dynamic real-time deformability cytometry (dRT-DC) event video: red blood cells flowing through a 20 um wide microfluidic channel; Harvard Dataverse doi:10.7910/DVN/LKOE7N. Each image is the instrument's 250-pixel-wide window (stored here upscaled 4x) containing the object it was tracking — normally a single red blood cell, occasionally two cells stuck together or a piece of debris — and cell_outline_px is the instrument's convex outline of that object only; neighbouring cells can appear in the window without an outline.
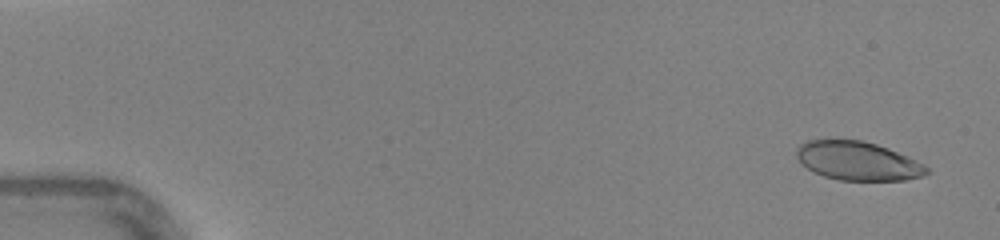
{"species": "human", "species_latin": "Homo sapiens", "temperature_condition": "warm", "stored_images_in_passage": 47, "camera_frame_rate_fps": 3000, "um_per_image_px": 0.085, "donor": {"sex": "female"}, "frame": {"image": 1, "passage_image": 3, "time_ms": 0.667, "image_size_px": [1000, 240], "cell_outline_px": [[932, 172], [920, 176], [904, 180], [840, 180], [824, 176], [808, 168], [796, 156], [796, 148], [800, 144], [808, 140], [860, 140], [876, 144], [888, 148], [908, 156], [924, 164]], "centroid_in_image_um": [72.94, 13.68], "position_along_channel_um": 12.1, "area_um2": 29.13}}
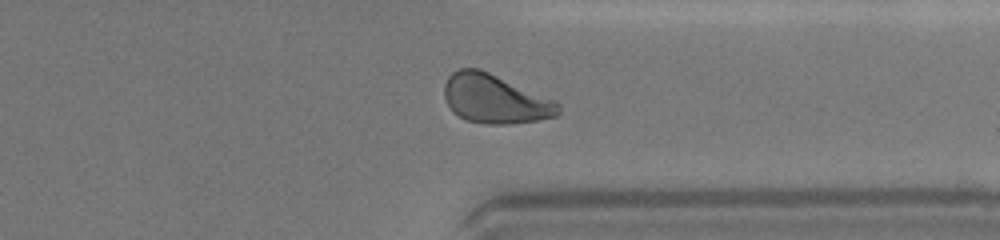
{"frame": {"image": 2, "passage_image": 37, "time_ms": 12.0, "image_size_px": [1000, 240], "cell_outline_px": [[560, 112], [556, 116], [536, 120], [508, 124], [484, 124], [468, 120], [452, 112], [444, 96], [444, 84], [448, 76], [452, 72], [460, 68], [480, 68], [556, 100], [560, 104]], "centroid_in_image_um": [42.08, 8.4], "position_along_channel_um": 369.3, "area_um2": 32.66}}
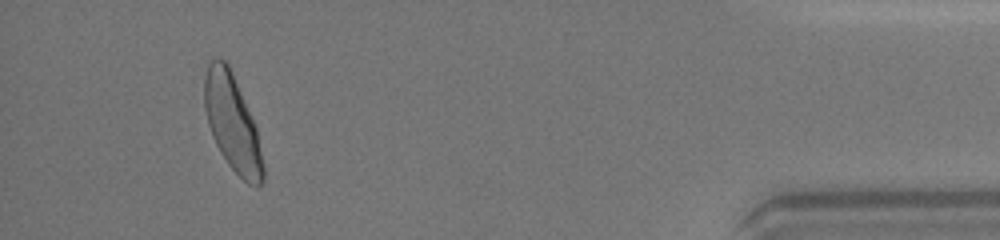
{"frame": {"image": 3, "passage_image": 44, "time_ms": 14.333, "image_size_px": [1000, 240], "cell_outline_px": [[264, 180], [256, 188], [248, 184], [228, 164], [220, 152], [212, 136], [208, 124], [204, 108], [204, 76], [208, 64], [212, 56], [216, 56], [224, 60], [228, 64], [232, 72], [256, 128], [264, 164]], "centroid_in_image_um": [19.73, 10.44], "position_along_channel_um": 415.5, "area_um2": 32.83}}